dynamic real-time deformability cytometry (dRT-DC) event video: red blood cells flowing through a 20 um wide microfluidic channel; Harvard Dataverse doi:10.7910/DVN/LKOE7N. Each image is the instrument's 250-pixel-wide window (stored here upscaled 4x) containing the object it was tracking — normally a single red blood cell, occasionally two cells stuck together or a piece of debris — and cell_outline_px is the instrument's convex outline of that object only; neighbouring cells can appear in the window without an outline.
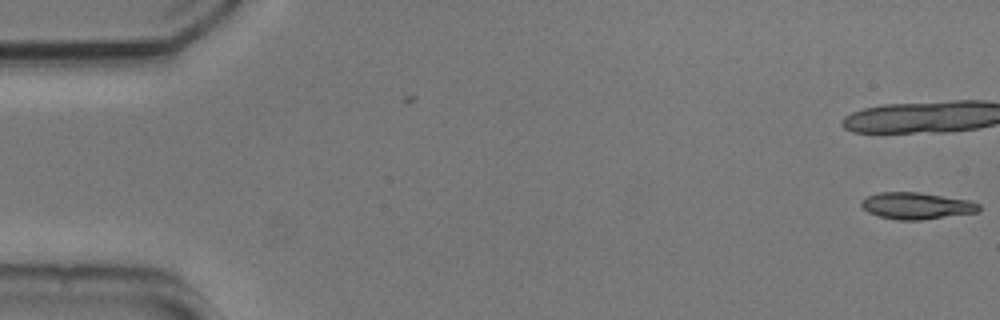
{"species": "common noctule bat (a hibernating species)", "species_latin": "Nyctalus noctula", "temperature_condition": "cold", "stored_images_in_passage": 4, "camera_frame_rate_fps": 3000, "um_per_image_px": 0.085, "animal": {"sex": "male", "body_mass_g": 20.5, "forearm_length_mm": 52.5}, "frame": {"image": 1, "passage_image": 4, "time_ms": 1.0, "image_size_px": [1000, 320], "cell_outline_px": [[980, 212], [920, 220], [896, 220], [880, 216], [868, 212], [860, 204], [860, 200], [868, 196], [880, 192], [920, 192], [968, 200], [980, 204]], "centroid_in_image_um": [77.91, 17.49], "position_along_channel_um": 7.1, "area_um2": 18.32}}